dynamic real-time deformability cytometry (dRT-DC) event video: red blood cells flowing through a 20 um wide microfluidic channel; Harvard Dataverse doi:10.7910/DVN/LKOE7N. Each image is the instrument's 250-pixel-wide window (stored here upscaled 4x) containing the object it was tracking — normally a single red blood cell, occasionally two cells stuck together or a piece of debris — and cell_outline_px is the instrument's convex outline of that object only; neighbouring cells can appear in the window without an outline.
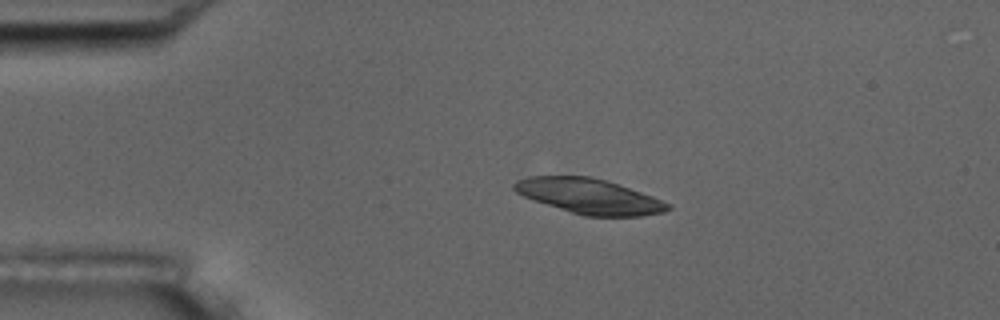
{"species": "common noctule bat (a hibernating species)", "species_latin": "Nyctalus noctula", "temperature_condition": "room temperature", "stored_images_in_passage": 4, "camera_frame_rate_fps": 3000, "um_per_image_px": 0.085, "animal": {"sex": "male", "body_mass_g": 17.5, "forearm_length_mm": 52.3}, "frame": {"image": 1, "passage_image": 3, "time_ms": 2.333, "image_size_px": [1000, 320], "cell_outline_px": [[672, 208], [664, 212], [640, 216], [584, 216], [524, 196], [516, 192], [512, 188], [512, 184], [516, 180], [528, 176], [588, 176], [604, 180], [652, 196], [672, 204]], "centroid_in_image_um": [50.09, 16.68], "position_along_channel_um": 34.9, "area_um2": 30.98}}